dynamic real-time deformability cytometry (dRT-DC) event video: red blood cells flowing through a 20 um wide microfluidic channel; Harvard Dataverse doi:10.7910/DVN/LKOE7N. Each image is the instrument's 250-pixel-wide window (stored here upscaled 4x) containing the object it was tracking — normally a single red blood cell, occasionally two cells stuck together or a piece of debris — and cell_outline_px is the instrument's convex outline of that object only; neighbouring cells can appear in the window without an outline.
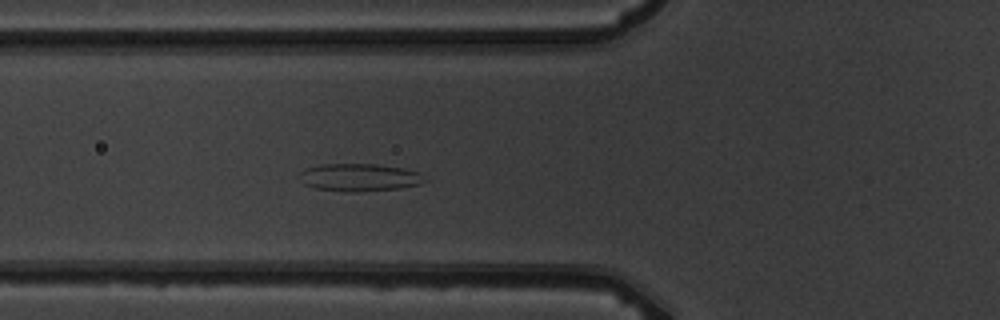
{"species": "common noctule bat (a hibernating species)", "species_latin": "Nyctalus noctula", "temperature_condition": "warm", "stored_images_in_passage": 6, "camera_frame_rate_fps": 3000, "um_per_image_px": 0.085, "animal": {"sex": "male", "body_mass_g": 19.5, "forearm_length_mm": 54.6}, "frame": {"image": 1, "passage_image": 5, "time_ms": 4.333, "image_size_px": [1000, 320], "cell_outline_px": [[428, 180], [420, 184], [400, 188], [360, 192], [348, 192], [312, 188], [304, 184], [300, 180], [300, 172], [304, 168], [320, 164], [376, 164], [404, 168], [420, 172]], "centroid_in_image_um": [30.55, 15.08], "position_along_channel_um": 95.3, "area_um2": 20.52}}